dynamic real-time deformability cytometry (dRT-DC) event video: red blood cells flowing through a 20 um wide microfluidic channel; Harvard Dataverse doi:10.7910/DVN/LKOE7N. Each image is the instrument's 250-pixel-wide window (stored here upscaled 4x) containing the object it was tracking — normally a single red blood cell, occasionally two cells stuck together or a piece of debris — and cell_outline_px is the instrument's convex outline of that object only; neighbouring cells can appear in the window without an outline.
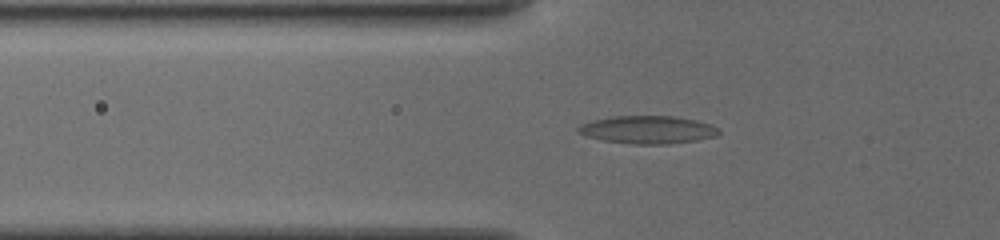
{"species": "common noctule bat (a hibernating species)", "species_latin": "Nyctalus noctula", "temperature_condition": "cold", "stored_images_in_passage": 25, "camera_frame_rate_fps": 3000, "um_per_image_px": 0.085, "animal": {"sex": "female", "body_mass_g": 19.5, "forearm_length_mm": 54.1}, "frame": {"image": 1, "passage_image": 8, "time_ms": 1.333, "image_size_px": [1000, 240], "cell_outline_px": [[720, 132], [716, 136], [696, 140], [668, 144], [632, 144], [604, 140], [584, 136], [576, 132], [576, 128], [580, 124], [592, 120], [612, 116], [672, 116], [696, 120], [712, 124]], "centroid_in_image_um": [55.01, 11.02], "position_along_channel_um": 70.8, "area_um2": 22.89}}
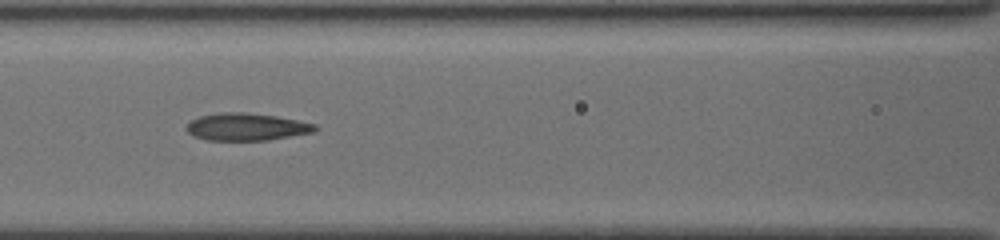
{"frame": {"image": 2, "passage_image": 18, "time_ms": 3.333, "image_size_px": [1000, 240], "cell_outline_px": [[316, 128], [312, 132], [268, 140], [208, 140], [196, 136], [188, 132], [184, 128], [192, 120], [200, 116], [220, 112], [244, 112], [276, 116], [316, 124]], "centroid_in_image_um": [20.92, 10.78], "position_along_channel_um": 145.7, "area_um2": 20.23}}
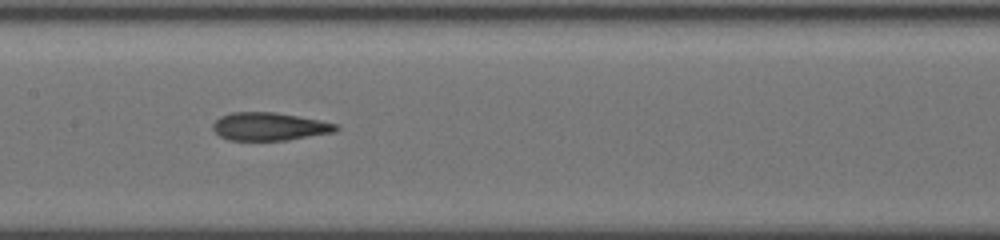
{"frame": {"image": 3, "passage_image": 24, "time_ms": 4.333, "image_size_px": [1000, 240], "cell_outline_px": [[340, 128], [336, 132], [288, 140], [228, 140], [220, 136], [212, 128], [212, 124], [220, 116], [232, 112], [276, 112], [320, 120], [336, 124]], "centroid_in_image_um": [22.91, 10.75], "position_along_channel_um": 184.5, "area_um2": 20.17}}